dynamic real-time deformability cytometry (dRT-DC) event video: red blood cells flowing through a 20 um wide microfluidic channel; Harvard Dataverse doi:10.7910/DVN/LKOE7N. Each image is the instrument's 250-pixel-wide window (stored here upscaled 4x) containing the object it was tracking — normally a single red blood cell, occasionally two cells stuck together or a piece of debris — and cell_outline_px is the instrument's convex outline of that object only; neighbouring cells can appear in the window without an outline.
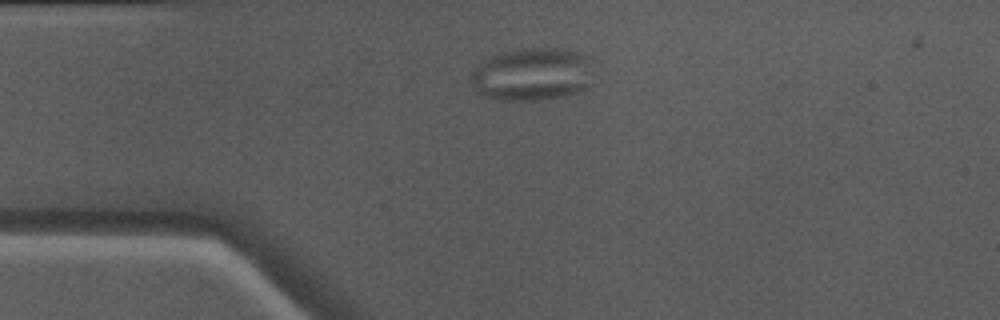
{"species": "Egyptian fruit bat (a non-hibernating species)", "species_latin": "Rousettus aegyptiacus", "temperature_condition": "warm", "stored_images_in_passage": 39, "camera_frame_rate_fps": 3000, "um_per_image_px": 0.085, "animal": {"sex": "male"}, "frame": {"image": 1, "passage_image": 1, "time_ms": 0.0, "image_size_px": [1000, 320], "cell_outline_px": [[596, 84], [588, 88], [564, 96], [532, 100], [496, 100], [480, 92], [472, 80], [472, 76], [484, 60], [492, 56], [504, 52], [528, 48], [564, 48], [576, 52], [584, 56]], "centroid_in_image_um": [45.33, 6.32], "position_along_channel_um": 39.7, "area_um2": 37.05}}
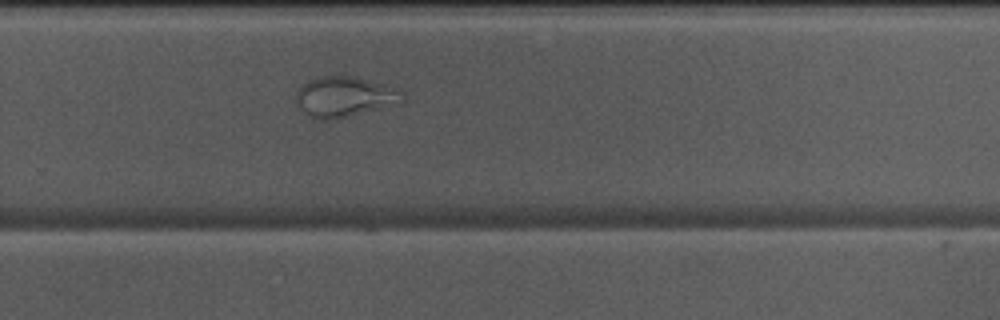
{"frame": {"image": 2, "passage_image": 22, "time_ms": 7.0, "image_size_px": [1000, 320], "cell_outline_px": [[404, 92], [376, 108], [348, 116], [332, 120], [316, 120], [308, 116], [300, 108], [296, 100], [296, 92], [308, 80], [320, 76], [352, 76], [384, 84]], "centroid_in_image_um": [29.06, 8.21], "position_along_channel_um": 300.7, "area_um2": 23.7}}
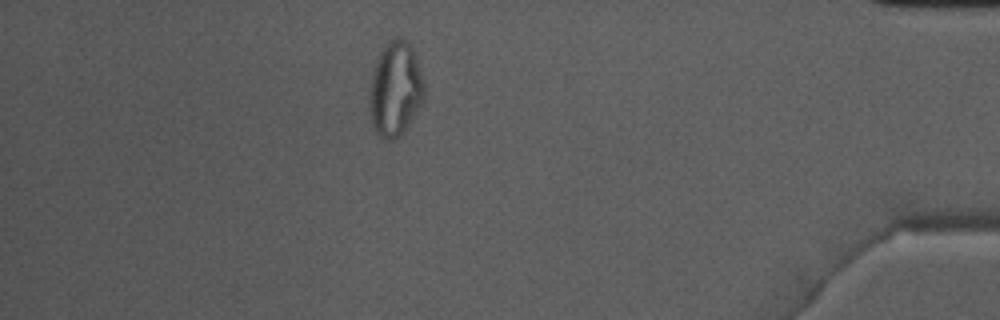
{"frame": {"image": 3, "passage_image": 33, "time_ms": 10.667, "image_size_px": [1000, 320], "cell_outline_px": [[424, 96], [420, 104], [404, 132], [396, 140], [388, 140], [380, 136], [376, 132], [372, 124], [368, 100], [368, 92], [372, 68], [384, 44], [388, 40], [400, 36], [408, 40], [412, 48], [424, 84]], "centroid_in_image_um": [33.55, 7.55], "position_along_channel_um": 401.6, "area_um2": 30.4}, "authors_computed_cell_mechanics": {"area_um2": 29.5936, "velocity_mm_per_s": 4.0746, "shape_relaxation_time_tau1_ms": null, "shape_relaxation_time_tau2_ms": 1.5663, "deformation_change_tau1": null, "deformation_change_tau2": 0.0565}}